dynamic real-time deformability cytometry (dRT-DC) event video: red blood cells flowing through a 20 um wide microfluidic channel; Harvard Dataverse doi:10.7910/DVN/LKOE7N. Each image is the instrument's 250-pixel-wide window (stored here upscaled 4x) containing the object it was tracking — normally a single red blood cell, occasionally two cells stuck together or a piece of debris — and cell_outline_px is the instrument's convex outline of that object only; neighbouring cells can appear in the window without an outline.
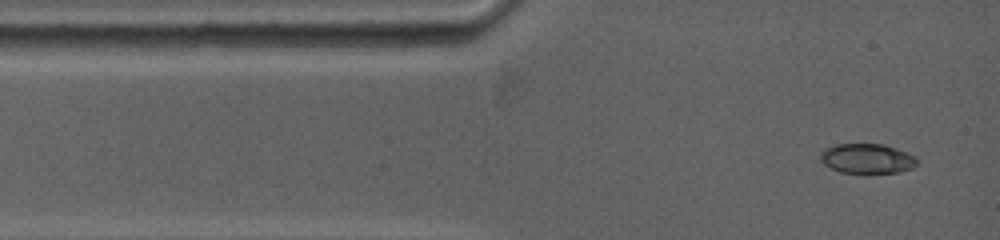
{"species": "common noctule bat (a hibernating species)", "species_latin": "Nyctalus noctula", "temperature_condition": "warm", "stored_images_in_passage": 32, "camera_frame_rate_fps": 5000, "um_per_image_px": 0.085, "animal": {"sex": "female", "body_mass_g": 19.0, "forearm_length_mm": 53.3}, "frame": {"image": 1, "passage_image": 1, "time_ms": 0.0, "image_size_px": [1000, 240], "cell_outline_px": [[916, 164], [912, 168], [896, 172], [840, 172], [824, 164], [820, 160], [820, 152], [824, 148], [836, 144], [884, 144], [896, 148], [916, 156]], "centroid_in_image_um": [73.67, 13.45], "position_along_channel_um": 11.3, "area_um2": 16.59}}
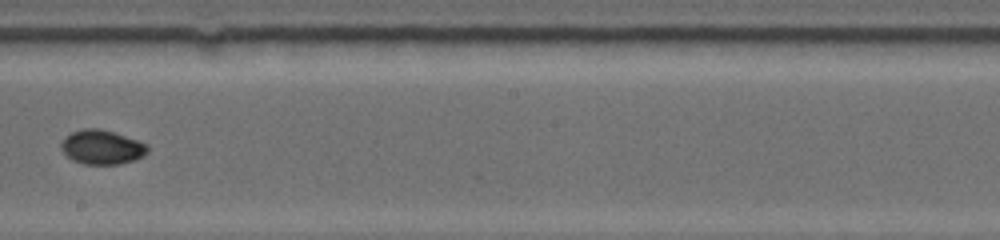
{"frame": {"image": 2, "passage_image": 13, "time_ms": 6.8, "image_size_px": [1000, 240], "cell_outline_px": [[148, 152], [144, 156], [120, 164], [84, 164], [72, 160], [60, 148], [60, 144], [64, 136], [72, 132], [84, 128], [100, 128], [140, 140], [148, 144]], "centroid_in_image_um": [8.67, 12.49], "position_along_channel_um": 239.5, "area_um2": 17.46}}
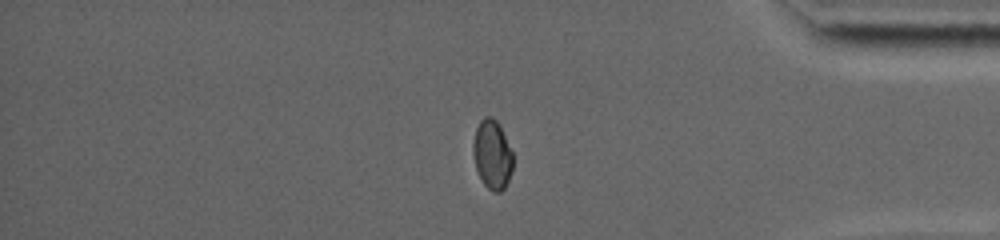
{"frame": {"image": 3, "passage_image": 24, "time_ms": 11.4, "image_size_px": [1000, 240], "cell_outline_px": [[512, 172], [504, 188], [500, 192], [492, 192], [484, 184], [476, 168], [472, 152], [472, 144], [476, 128], [480, 120], [484, 116], [492, 116], [496, 120], [512, 152]], "centroid_in_image_um": [41.82, 13.14], "position_along_channel_um": 393.4, "area_um2": 15.9}}